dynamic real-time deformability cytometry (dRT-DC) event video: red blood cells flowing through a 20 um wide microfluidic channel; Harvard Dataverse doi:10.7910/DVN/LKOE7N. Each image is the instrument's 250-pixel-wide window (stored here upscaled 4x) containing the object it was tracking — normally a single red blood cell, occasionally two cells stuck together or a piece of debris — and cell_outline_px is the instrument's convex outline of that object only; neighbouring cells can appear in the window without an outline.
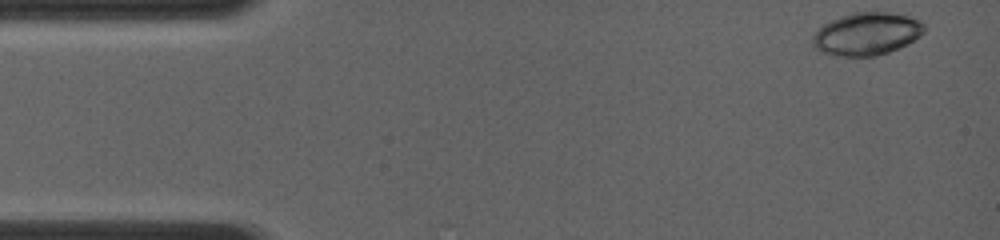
{"species": "common noctule bat (a hibernating species)", "species_latin": "Nyctalus noctula", "temperature_condition": "room temperature", "stored_images_in_passage": 8, "camera_frame_rate_fps": 4000, "um_per_image_px": 0.085, "animal": {"sex": "female", "body_mass_g": 19.0, "forearm_length_mm": 56.7}, "frame": {"image": 1, "passage_image": 1, "time_ms": 0.0, "image_size_px": [1000, 240], "cell_outline_px": [[924, 32], [920, 36], [908, 44], [888, 52], [876, 56], [836, 56], [820, 52], [812, 44], [812, 36], [824, 24], [832, 20], [852, 12], [888, 12], [908, 16], [920, 20], [924, 24]], "centroid_in_image_um": [73.67, 2.88], "position_along_channel_um": 11.3, "area_um2": 27.74}}
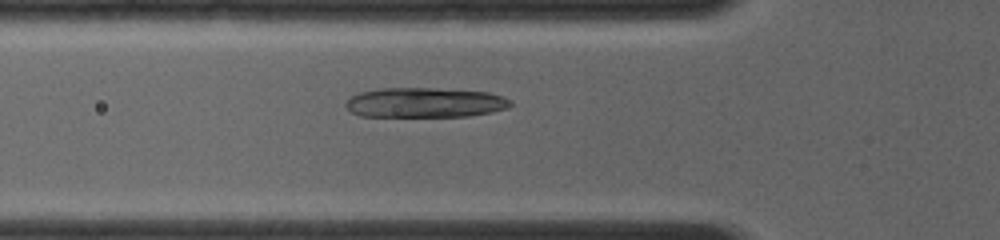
{"frame": {"image": 2, "passage_image": 8, "time_ms": 4.25, "image_size_px": [1000, 240], "cell_outline_px": [[512, 104], [508, 108], [492, 112], [468, 116], [360, 116], [352, 112], [344, 104], [352, 96], [360, 92], [380, 88], [432, 88], [488, 92], [504, 96], [512, 100]], "centroid_in_image_um": [36.15, 8.72], "position_along_channel_um": 89.6, "area_um2": 28.67}}